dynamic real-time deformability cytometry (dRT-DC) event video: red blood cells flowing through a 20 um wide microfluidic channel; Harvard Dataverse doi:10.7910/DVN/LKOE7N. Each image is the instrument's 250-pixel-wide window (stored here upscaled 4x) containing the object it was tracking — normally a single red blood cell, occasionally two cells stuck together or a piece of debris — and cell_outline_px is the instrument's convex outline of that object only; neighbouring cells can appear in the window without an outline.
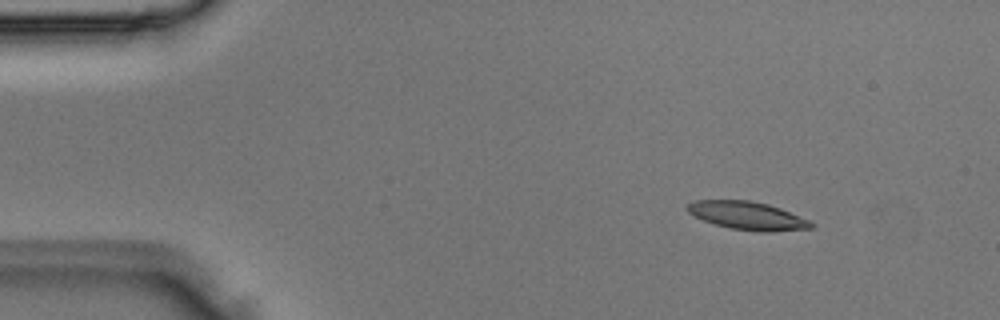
{"species": "Egyptian fruit bat (a non-hibernating species)", "species_latin": "Rousettus aegyptiacus", "temperature_condition": "room temperature", "stored_images_in_passage": 3, "camera_frame_rate_fps": 3000, "um_per_image_px": 0.085, "animal": {"sex": "male"}, "frame": {"image": 1, "passage_image": 1, "time_ms": 0.0, "image_size_px": [1000, 320], "cell_outline_px": [[816, 224], [812, 228], [768, 232], [760, 232], [728, 228], [704, 220], [688, 212], [684, 208], [688, 204], [696, 200], [748, 200], [768, 204], [780, 208], [812, 220]], "centroid_in_image_um": [63.59, 18.33], "position_along_channel_um": 21.4, "area_um2": 20.4}}
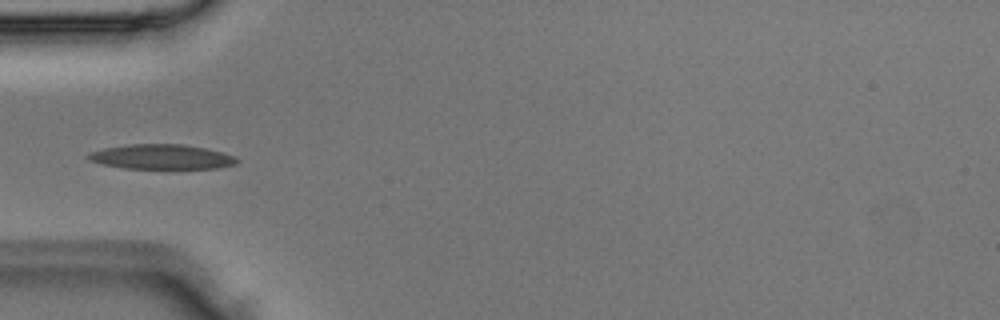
{"frame": {"image": 2, "passage_image": 3, "time_ms": 0.667, "image_size_px": [1000, 320], "cell_outline_px": [[240, 160], [236, 164], [216, 168], [124, 168], [104, 164], [92, 160], [88, 156], [92, 152], [104, 148], [128, 144], [184, 144], [224, 152], [236, 156]], "centroid_in_image_um": [13.83, 13.32], "position_along_channel_um": 71.2, "area_um2": 21.21}}